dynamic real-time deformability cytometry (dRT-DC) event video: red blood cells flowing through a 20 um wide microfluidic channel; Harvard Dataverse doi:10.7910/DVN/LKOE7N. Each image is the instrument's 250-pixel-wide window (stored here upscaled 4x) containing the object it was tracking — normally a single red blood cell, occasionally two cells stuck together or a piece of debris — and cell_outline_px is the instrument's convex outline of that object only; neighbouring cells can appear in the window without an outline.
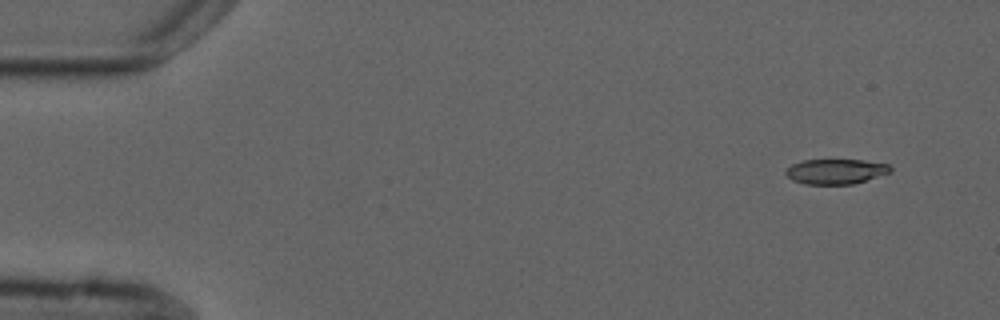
{"species": "common noctule bat (a hibernating species)", "species_latin": "Nyctalus noctula", "temperature_condition": "cold", "stored_images_in_passage": 5, "camera_frame_rate_fps": 3000, "um_per_image_px": 0.085, "animal": {"sex": "male", "forearm_length_mm": 52.5}, "frame": {"image": 1, "passage_image": 1, "time_ms": 0.0, "image_size_px": [1000, 320], "cell_outline_px": [[892, 172], [852, 184], [804, 184], [792, 180], [784, 172], [792, 164], [804, 160], [864, 160], [888, 164], [892, 168]], "centroid_in_image_um": [71.05, 14.57], "position_along_channel_um": 14.0, "area_um2": 15.2}}
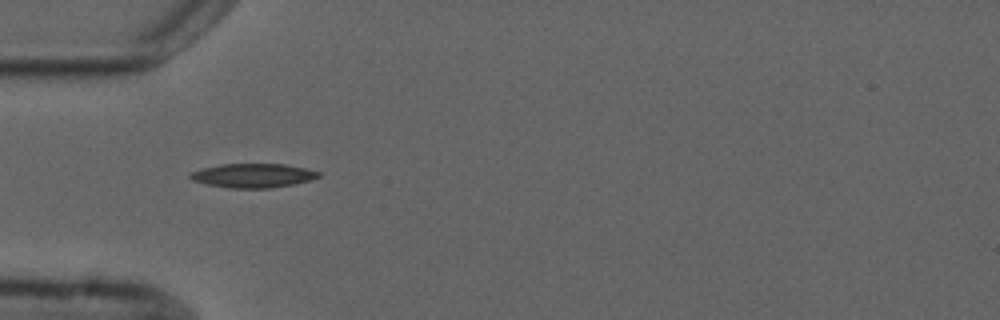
{"frame": {"image": 2, "passage_image": 4, "time_ms": 4.333, "image_size_px": [1000, 320], "cell_outline_px": [[320, 176], [296, 184], [268, 188], [228, 188], [208, 184], [192, 180], [188, 176], [192, 172], [200, 168], [220, 164], [284, 164], [304, 168], [320, 172]], "centroid_in_image_um": [21.48, 14.92], "position_along_channel_um": 63.5, "area_um2": 17.92}}
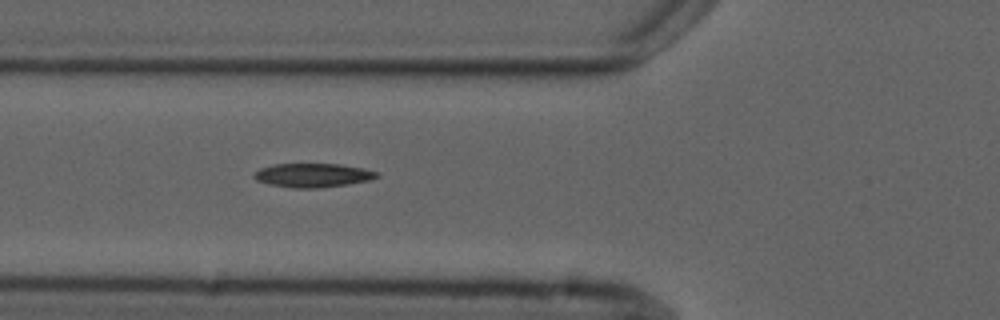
{"frame": {"image": 3, "passage_image": 5, "time_ms": 5.333, "image_size_px": [1000, 320], "cell_outline_px": [[380, 176], [368, 180], [348, 184], [316, 188], [292, 188], [268, 184], [256, 180], [252, 176], [260, 168], [272, 164], [340, 164], [364, 168], [376, 172]], "centroid_in_image_um": [26.56, 14.89], "position_along_channel_um": 99.2, "area_um2": 17.05}}